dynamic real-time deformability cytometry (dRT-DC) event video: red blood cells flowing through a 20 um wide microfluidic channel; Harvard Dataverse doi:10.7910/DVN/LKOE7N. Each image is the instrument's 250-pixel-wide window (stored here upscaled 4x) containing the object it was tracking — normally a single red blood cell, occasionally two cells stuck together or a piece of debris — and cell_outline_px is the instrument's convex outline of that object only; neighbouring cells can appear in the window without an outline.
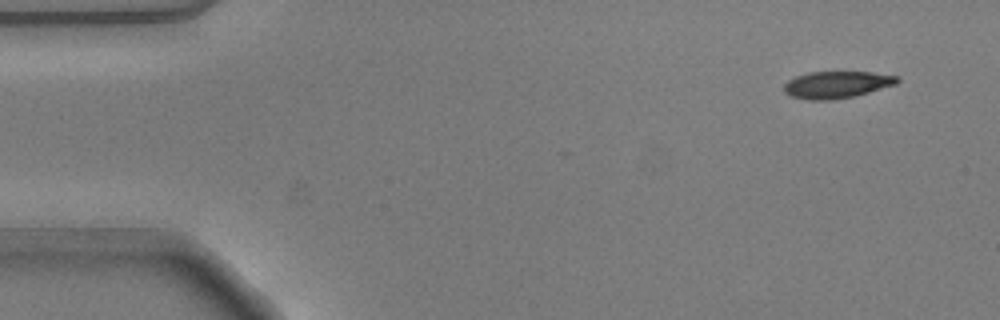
{"species": "common noctule bat (a hibernating species)", "species_latin": "Nyctalus noctula", "temperature_condition": "warm", "stored_images_in_passage": 50, "camera_frame_rate_fps": 3000, "um_per_image_px": 0.085, "animal": {"sex": "male", "body_mass_g": 20.5, "forearm_length_mm": 52.5}, "frame": {"image": 1, "passage_image": 1, "time_ms": 0.0, "image_size_px": [1000, 320], "cell_outline_px": [[900, 80], [896, 84], [868, 92], [852, 96], [832, 100], [808, 100], [792, 96], [784, 92], [784, 84], [788, 80], [796, 76], [808, 72], [872, 72], [900, 76]], "centroid_in_image_um": [71.12, 7.19], "position_along_channel_um": 13.9, "area_um2": 17.74}}
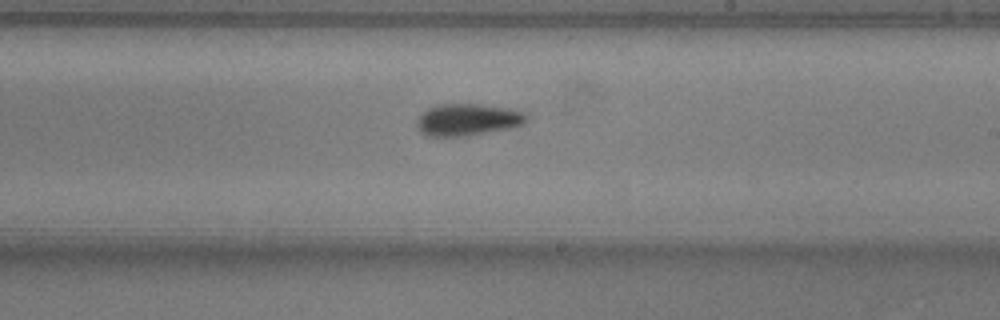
{"frame": {"image": 2, "passage_image": 28, "time_ms": 9.0, "image_size_px": [1000, 320], "cell_outline_px": [[528, 116], [524, 124], [512, 128], [464, 136], [428, 136], [420, 132], [416, 124], [416, 120], [428, 108], [440, 104], [480, 104], [508, 108], [528, 112]], "centroid_in_image_um": [39.79, 10.17], "position_along_channel_um": 249.2, "area_um2": 20.52}}
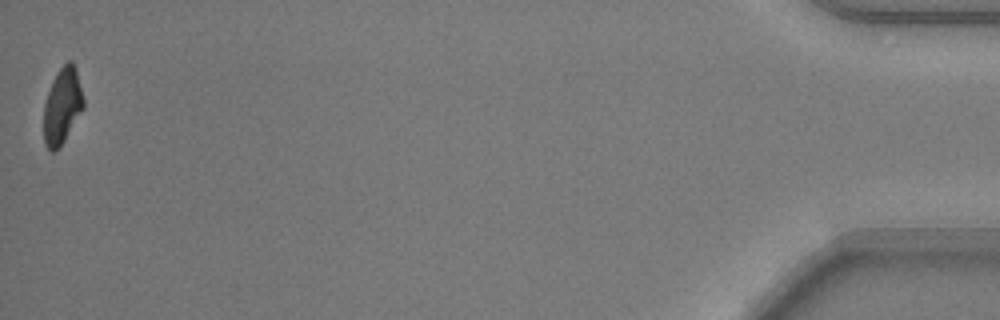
{"frame": {"image": 3, "passage_image": 50, "time_ms": 16.333, "image_size_px": [1000, 320], "cell_outline_px": [[84, 108], [60, 148], [52, 152], [44, 144], [44, 104], [52, 80], [56, 72], [68, 60], [72, 60], [76, 68], [84, 100]], "centroid_in_image_um": [5.3, 9.0], "position_along_channel_um": 429.9, "area_um2": 17.74}, "authors_computed_cell_mechanics": {"area_um2": 19.074, "velocity_mm_per_s": 3.8065, "shape_relaxation_time_tau1_ms": 3.6463, "shape_relaxation_time_tau2_ms": 4.3859, "deformation_change_tau1": 0.1663, "deformation_change_tau2": 0.0972}}